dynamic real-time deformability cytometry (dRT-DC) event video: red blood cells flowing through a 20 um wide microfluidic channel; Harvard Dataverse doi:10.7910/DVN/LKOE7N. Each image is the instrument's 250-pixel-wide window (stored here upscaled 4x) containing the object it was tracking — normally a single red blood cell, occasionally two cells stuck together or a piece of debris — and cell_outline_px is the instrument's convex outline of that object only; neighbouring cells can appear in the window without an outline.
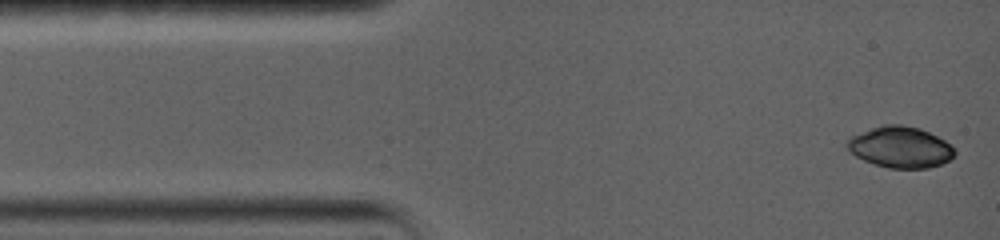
{"species": "common noctule bat (a hibernating species)", "species_latin": "Nyctalus noctula", "temperature_condition": "warm", "stored_images_in_passage": 6, "camera_frame_rate_fps": 5000, "um_per_image_px": 0.085, "animal": {"sex": "female", "body_mass_g": 19.0, "forearm_length_mm": 56.7}, "frame": {"image": 1, "passage_image": 1, "time_ms": 0.0, "image_size_px": [1000, 240], "cell_outline_px": [[956, 156], [940, 164], [928, 168], [888, 168], [864, 160], [856, 156], [844, 144], [852, 136], [872, 128], [884, 124], [900, 124], [920, 128], [952, 144], [956, 148]], "centroid_in_image_um": [76.57, 12.51], "position_along_channel_um": 8.4, "area_um2": 25.72}}